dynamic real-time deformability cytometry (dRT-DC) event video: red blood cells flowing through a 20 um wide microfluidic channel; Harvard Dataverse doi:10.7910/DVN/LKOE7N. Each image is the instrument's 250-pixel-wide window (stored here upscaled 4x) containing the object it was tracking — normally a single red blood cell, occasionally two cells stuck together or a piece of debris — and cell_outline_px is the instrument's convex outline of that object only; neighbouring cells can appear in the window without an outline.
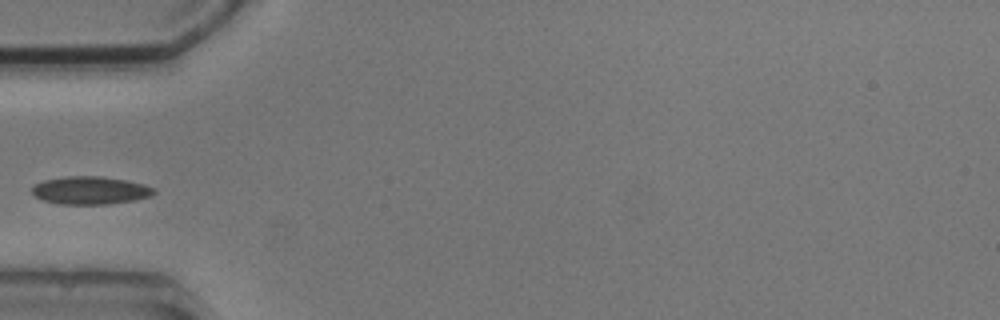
{"species": "common noctule bat (a hibernating species)", "species_latin": "Nyctalus noctula", "temperature_condition": "cold", "stored_images_in_passage": 5, "camera_frame_rate_fps": 3000, "um_per_image_px": 0.085, "animal": {"sex": "male", "body_mass_g": 20.5, "forearm_length_mm": 52.5}, "frame": {"image": 1, "passage_image": 5, "time_ms": 4.667, "image_size_px": [1000, 320], "cell_outline_px": [[156, 192], [152, 196], [136, 200], [108, 204], [60, 204], [44, 200], [36, 196], [32, 192], [32, 188], [36, 184], [44, 180], [64, 176], [100, 176], [124, 180], [144, 184], [156, 188]], "centroid_in_image_um": [7.72, 16.18], "position_along_channel_um": 77.3, "area_um2": 19.83}}